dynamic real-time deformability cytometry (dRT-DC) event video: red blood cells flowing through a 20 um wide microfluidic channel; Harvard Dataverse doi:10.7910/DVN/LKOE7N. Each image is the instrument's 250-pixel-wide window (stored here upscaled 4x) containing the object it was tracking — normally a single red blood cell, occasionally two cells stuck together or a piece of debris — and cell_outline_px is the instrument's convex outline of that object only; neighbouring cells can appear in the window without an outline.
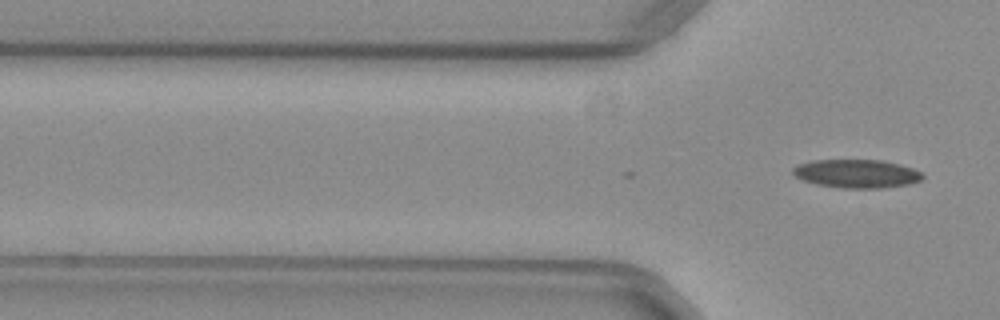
{"species": "common noctule bat (a hibernating species)", "species_latin": "Nyctalus noctula", "temperature_condition": "warm", "stored_images_in_passage": 3, "camera_frame_rate_fps": 3000, "um_per_image_px": 0.085, "animal": {"sex": "female", "body_mass_g": 29.2, "forearm_length_mm": 56.3}, "frame": {"image": 1, "passage_image": 3, "time_ms": 0.667, "image_size_px": [1000, 320], "cell_outline_px": [[924, 176], [920, 180], [908, 184], [884, 188], [844, 188], [816, 184], [804, 180], [796, 176], [792, 172], [792, 168], [796, 164], [812, 160], [880, 160], [900, 164], [912, 168], [920, 172]], "centroid_in_image_um": [72.79, 14.75], "position_along_channel_um": 53.0, "area_um2": 21.44}}